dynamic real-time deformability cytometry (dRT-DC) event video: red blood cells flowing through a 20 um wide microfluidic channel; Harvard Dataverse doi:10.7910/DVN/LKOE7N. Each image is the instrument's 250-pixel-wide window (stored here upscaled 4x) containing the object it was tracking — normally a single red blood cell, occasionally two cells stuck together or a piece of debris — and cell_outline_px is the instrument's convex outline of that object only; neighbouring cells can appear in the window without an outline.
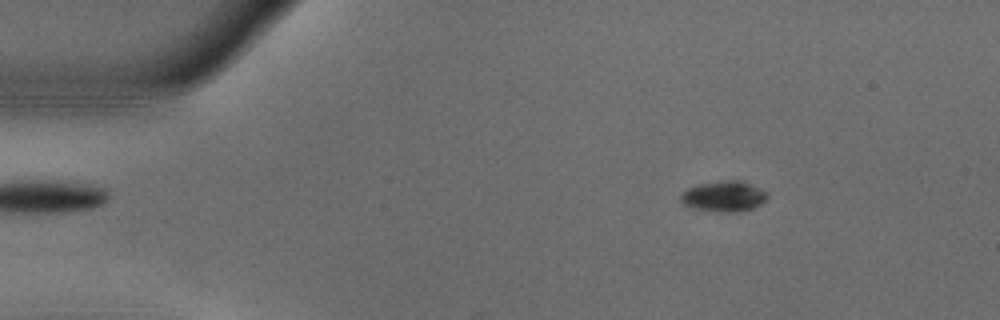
{"species": "common noctule bat (a hibernating species)", "species_latin": "Nyctalus noctula", "temperature_condition": "warm", "stored_images_in_passage": 54, "camera_frame_rate_fps": 3000, "um_per_image_px": 0.085, "animal": {"sex": "male", "body_mass_g": 18.8}, "frame": {"image": 1, "passage_image": 8, "time_ms": 2.333, "image_size_px": [1000, 320], "cell_outline_px": [[768, 196], [760, 204], [752, 208], [736, 212], [728, 212], [696, 208], [684, 204], [680, 200], [680, 196], [688, 188], [700, 184], [728, 180], [740, 180], [760, 188]], "centroid_in_image_um": [61.53, 16.67], "position_along_channel_um": 23.5, "area_um2": 14.91}}
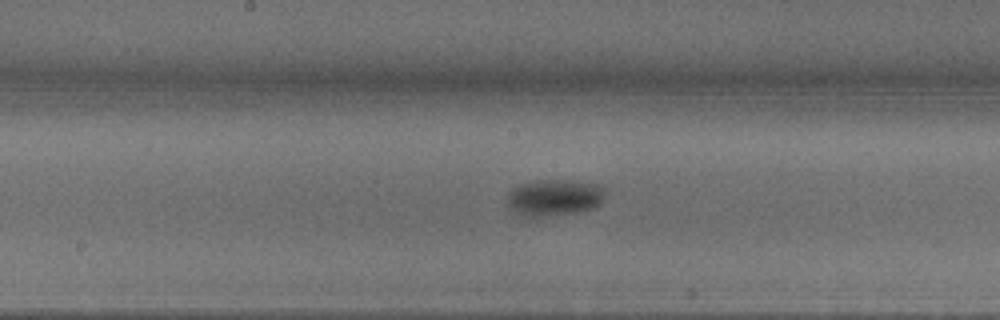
{"frame": {"image": 2, "passage_image": 28, "time_ms": 9.0, "image_size_px": [1000, 320], "cell_outline_px": [[604, 192], [600, 204], [592, 208], [576, 212], [544, 216], [520, 216], [512, 212], [508, 204], [508, 192], [512, 188], [520, 184], [532, 180], [556, 180], [600, 184], [604, 188]], "centroid_in_image_um": [47.06, 16.79], "position_along_channel_um": 201.1, "area_um2": 20.75}}
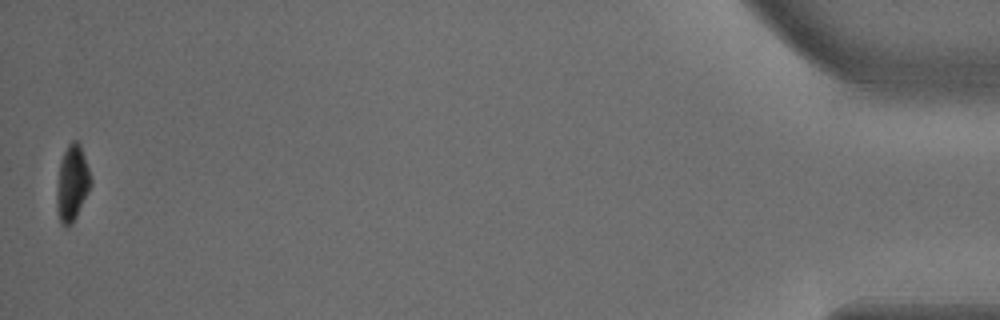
{"frame": {"image": 3, "passage_image": 54, "time_ms": 17.667, "image_size_px": [1000, 320], "cell_outline_px": [[92, 184], [72, 224], [68, 228], [60, 224], [56, 208], [56, 188], [60, 160], [68, 144], [72, 140], [76, 140], [80, 144], [92, 180]], "centroid_in_image_um": [6.11, 15.6], "position_along_channel_um": 429.1, "area_um2": 15.2}, "authors_computed_cell_mechanics": {"area_um2": 17.1955, "velocity_mm_per_s": 3.7146, "shape_relaxation_time_tau1_ms": 2.3455, "shape_relaxation_time_tau2_ms": null, "deformation_change_tau1": 0.1409, "deformation_change_tau2": null}}